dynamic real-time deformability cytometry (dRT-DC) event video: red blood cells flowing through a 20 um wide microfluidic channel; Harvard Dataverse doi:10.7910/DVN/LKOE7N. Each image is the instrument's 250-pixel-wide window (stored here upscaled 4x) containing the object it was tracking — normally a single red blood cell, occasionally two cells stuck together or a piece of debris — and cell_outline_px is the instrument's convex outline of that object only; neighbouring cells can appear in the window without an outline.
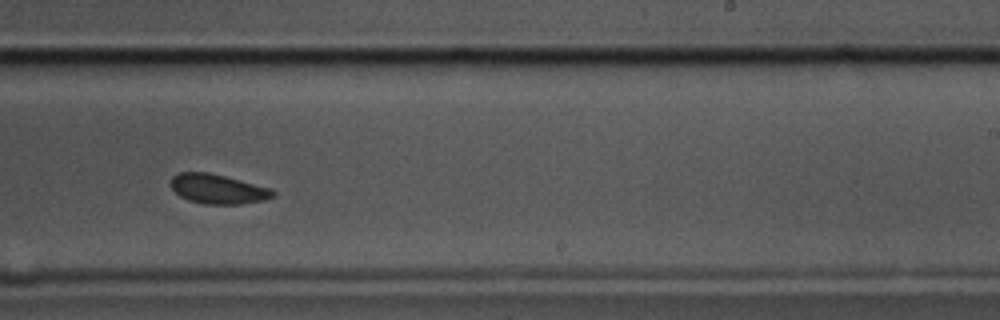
{"species": "common noctule bat (a hibernating species)", "species_latin": "Nyctalus noctula", "temperature_condition": "cold", "stored_images_in_passage": 36, "camera_frame_rate_fps": 3000, "um_per_image_px": 0.085, "animal": {"sex": "male", "body_mass_g": 17.5, "forearm_length_mm": 52.3}, "frame": {"image": 1, "passage_image": 26, "time_ms": 8.333, "image_size_px": [1000, 320], "cell_outline_px": [[276, 196], [264, 200], [240, 204], [204, 204], [188, 200], [180, 196], [168, 184], [172, 176], [180, 172], [208, 172], [272, 188], [276, 192]], "centroid_in_image_um": [18.52, 16.06], "position_along_channel_um": 270.5, "area_um2": 17.74}, "authors_computed_cell_mechanics": {"area_um2": 18.5538, "velocity_mm_per_s": 3.4451, "shape_relaxation_time_tau1_ms": 2.7704, "shape_relaxation_time_tau2_ms": null, "deformation_change_tau1": 0.0486, "deformation_change_tau2": null}}